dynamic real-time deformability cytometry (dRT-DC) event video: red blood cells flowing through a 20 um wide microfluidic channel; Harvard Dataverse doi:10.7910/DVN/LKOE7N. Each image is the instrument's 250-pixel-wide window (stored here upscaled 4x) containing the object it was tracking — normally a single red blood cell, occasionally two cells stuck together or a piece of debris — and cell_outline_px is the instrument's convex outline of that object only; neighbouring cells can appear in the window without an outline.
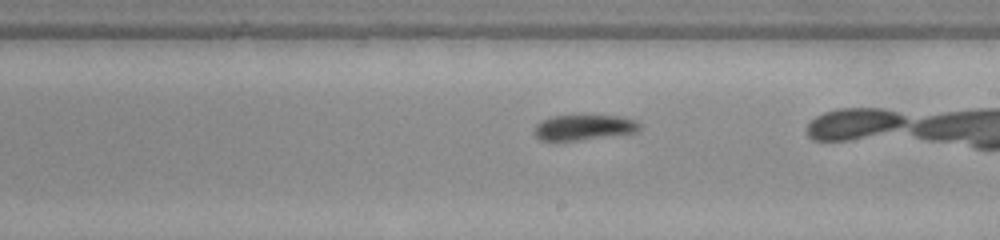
{"species": "common noctule bat (a hibernating species)", "species_latin": "Nyctalus noctula", "temperature_condition": "warm", "stored_images_in_passage": 25, "camera_frame_rate_fps": 3000, "um_per_image_px": 0.085, "animal": {"sex": "female", "body_mass_g": 22.0, "forearm_length_mm": 56.7}, "frame": {"image": 1, "passage_image": 15, "time_ms": 4.667, "image_size_px": [1000, 240], "cell_outline_px": [[640, 128], [636, 132], [580, 140], [540, 140], [536, 136], [536, 124], [552, 116], [620, 116], [636, 120], [640, 124]], "centroid_in_image_um": [49.67, 10.83], "position_along_channel_um": 239.3, "area_um2": 15.2}}